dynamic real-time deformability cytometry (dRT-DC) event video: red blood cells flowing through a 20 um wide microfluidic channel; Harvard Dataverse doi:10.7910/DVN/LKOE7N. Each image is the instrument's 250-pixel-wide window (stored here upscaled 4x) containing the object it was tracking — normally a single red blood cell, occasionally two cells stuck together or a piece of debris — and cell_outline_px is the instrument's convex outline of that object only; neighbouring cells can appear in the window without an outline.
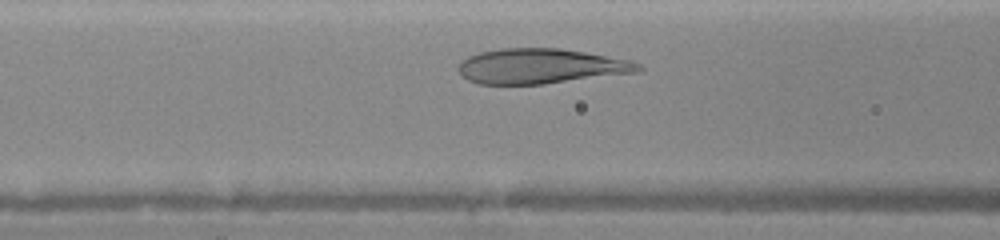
{"species": "human", "species_latin": "Homo sapiens", "temperature_condition": "warm", "stored_images_in_passage": 33, "camera_frame_rate_fps": 3000, "um_per_image_px": 0.085, "donor": {"sex": "female"}, "frame": {"image": 1, "passage_image": 8, "time_ms": 1.333, "image_size_px": [1000, 240], "cell_outline_px": [[644, 68], [636, 72], [544, 84], [480, 84], [468, 80], [456, 68], [460, 60], [468, 56], [480, 52], [500, 48], [560, 48], [584, 52], [628, 60], [640, 64]], "centroid_in_image_um": [45.91, 5.62], "position_along_channel_um": 120.7, "area_um2": 36.59}}
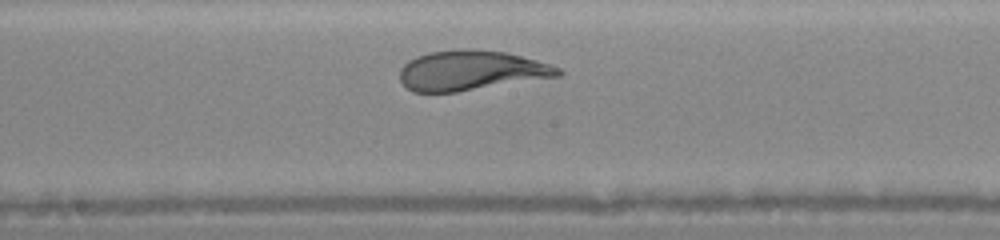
{"frame": {"image": 2, "passage_image": 18, "time_ms": 3.333, "image_size_px": [1000, 240], "cell_outline_px": [[564, 72], [560, 76], [456, 92], [412, 92], [400, 80], [400, 68], [408, 60], [416, 56], [428, 52], [460, 48], [468, 48], [504, 52], [552, 64], [560, 68]], "centroid_in_image_um": [40.03, 5.98], "position_along_channel_um": 208.2, "area_um2": 36.93}}
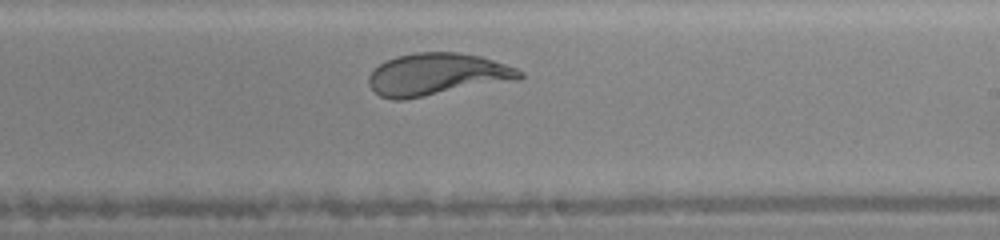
{"frame": {"image": 3, "passage_image": 24, "time_ms": 4.333, "image_size_px": [1000, 240], "cell_outline_px": [[524, 76], [520, 80], [404, 100], [392, 100], [380, 96], [368, 84], [368, 76], [380, 64], [396, 56], [416, 52], [456, 52], [480, 56], [516, 68], [524, 72]], "centroid_in_image_um": [37.18, 6.34], "position_along_channel_um": 251.8, "area_um2": 37.28}}